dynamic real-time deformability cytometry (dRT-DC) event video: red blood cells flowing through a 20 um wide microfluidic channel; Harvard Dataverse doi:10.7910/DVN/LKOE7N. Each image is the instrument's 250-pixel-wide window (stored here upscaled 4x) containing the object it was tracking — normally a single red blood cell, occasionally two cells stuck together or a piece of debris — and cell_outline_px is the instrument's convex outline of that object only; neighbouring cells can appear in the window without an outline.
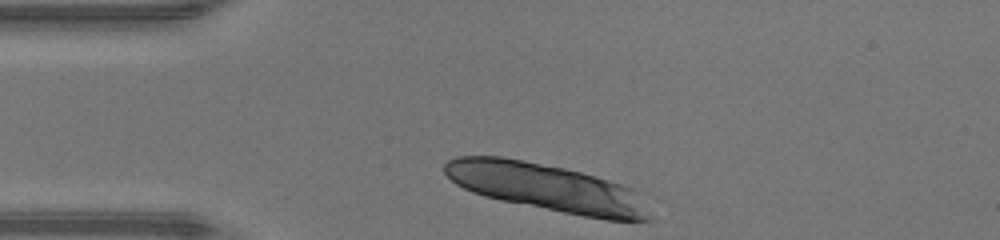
{"species": "human", "species_latin": "Homo sapiens", "temperature_condition": "warm", "stored_images_in_passage": 17, "camera_frame_rate_fps": 3000, "um_per_image_px": 0.085, "donor": {"sex": "male"}, "frame": {"image": 1, "passage_image": 1, "time_ms": 0.0, "image_size_px": [1000, 240], "cell_outline_px": [[656, 220], [604, 220], [500, 200], [484, 196], [472, 192], [456, 184], [444, 172], [444, 164], [448, 160], [456, 156], [500, 156], [564, 168], [580, 172], [608, 180], [632, 188], [636, 192]], "centroid_in_image_um": [46.47, 15.95], "position_along_channel_um": 38.5, "area_um2": 56.59}}